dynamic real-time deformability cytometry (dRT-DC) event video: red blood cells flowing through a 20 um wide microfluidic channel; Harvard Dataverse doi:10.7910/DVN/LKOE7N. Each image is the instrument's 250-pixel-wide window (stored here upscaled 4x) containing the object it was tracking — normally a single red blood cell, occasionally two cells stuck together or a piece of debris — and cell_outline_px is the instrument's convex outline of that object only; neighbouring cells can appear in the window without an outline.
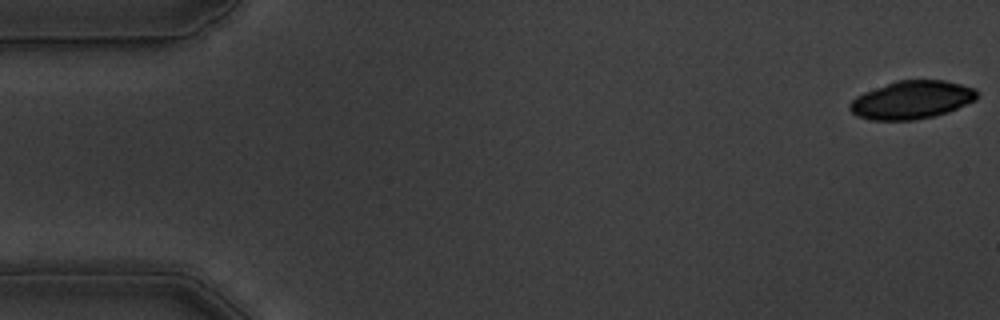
{"species": "common noctule bat (a hibernating species)", "species_latin": "Nyctalus noctula", "temperature_condition": "warm", "stored_images_in_passage": 56, "camera_frame_rate_fps": 3000, "um_per_image_px": 0.085, "animal": {"sex": "male", "body_mass_g": 19.5, "forearm_length_mm": 54.6}, "frame": {"image": 1, "passage_image": 1, "time_ms": 0.0, "image_size_px": [1000, 320], "cell_outline_px": [[976, 100], [948, 112], [932, 116], [912, 120], [872, 120], [856, 116], [848, 108], [848, 104], [856, 96], [864, 92], [896, 80], [944, 80], [976, 88]], "centroid_in_image_um": [77.47, 8.49], "position_along_channel_um": 7.5, "area_um2": 28.21}}